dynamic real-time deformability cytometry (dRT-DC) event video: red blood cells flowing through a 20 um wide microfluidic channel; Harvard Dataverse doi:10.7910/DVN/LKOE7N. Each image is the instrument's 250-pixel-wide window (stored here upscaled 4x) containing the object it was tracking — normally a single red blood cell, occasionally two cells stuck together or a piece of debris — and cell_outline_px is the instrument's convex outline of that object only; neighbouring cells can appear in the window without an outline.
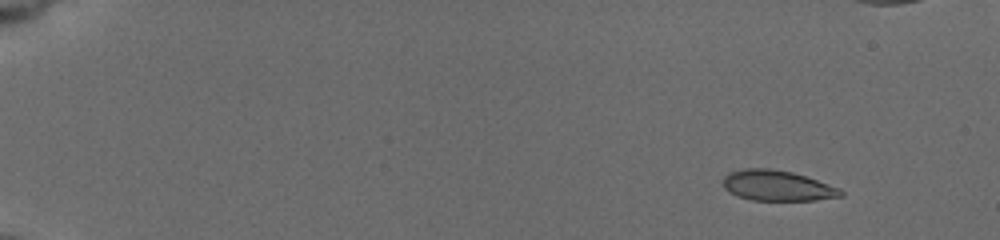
{"species": "common noctule bat (a hibernating species)", "species_latin": "Nyctalus noctula", "temperature_condition": "cold", "stored_images_in_passage": 24, "camera_frame_rate_fps": 3000, "um_per_image_px": 0.085, "animal": {"sex": "female", "body_mass_g": 19.5, "forearm_length_mm": 54.1}, "frame": {"image": 1, "passage_image": 1, "time_ms": 0.0, "image_size_px": [1000, 240], "cell_outline_px": [[844, 196], [812, 200], [752, 200], [736, 196], [728, 192], [724, 188], [724, 176], [728, 172], [744, 168], [768, 168], [792, 172], [840, 188], [844, 192]], "centroid_in_image_um": [66.04, 15.78], "position_along_channel_um": 19.0, "area_um2": 20.87}}
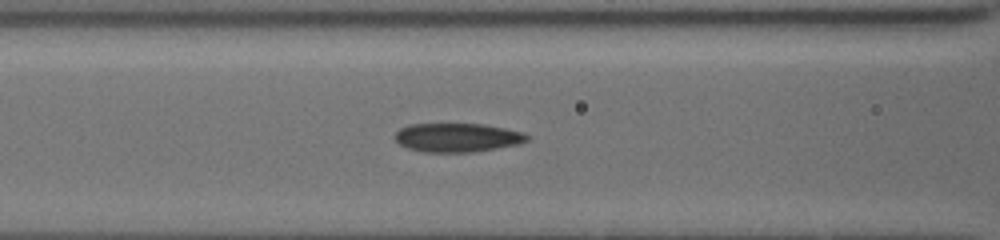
{"frame": {"image": 2, "passage_image": 18, "time_ms": 6.667, "image_size_px": [1000, 240], "cell_outline_px": [[528, 140], [520, 144], [472, 152], [420, 152], [408, 148], [400, 144], [396, 140], [396, 132], [400, 128], [408, 124], [484, 124], [524, 132], [528, 136]], "centroid_in_image_um": [38.87, 11.69], "position_along_channel_um": 127.7, "area_um2": 22.2}}
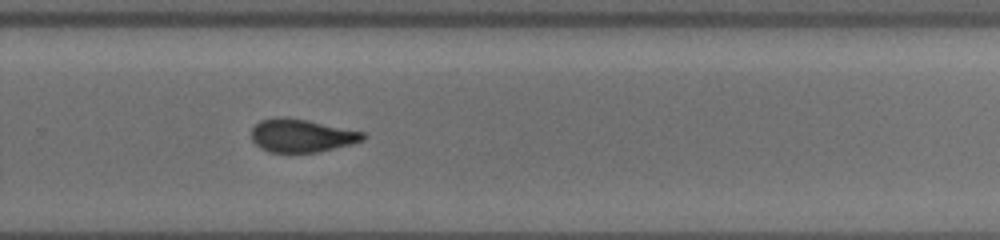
{"frame": {"image": 3, "passage_image": 24, "time_ms": 11.333, "image_size_px": [1000, 240], "cell_outline_px": [[368, 136], [364, 140], [316, 152], [268, 152], [260, 148], [252, 140], [252, 128], [260, 120], [276, 116], [280, 116], [308, 120], [364, 132]], "centroid_in_image_um": [25.61, 11.51], "position_along_channel_um": 304.2, "area_um2": 21.44}}